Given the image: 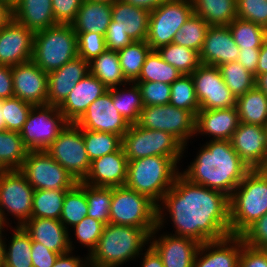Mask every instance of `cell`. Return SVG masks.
I'll return each instance as SVG.
<instances>
[{"label":"cell","mask_w":267,"mask_h":267,"mask_svg":"<svg viewBox=\"0 0 267 267\" xmlns=\"http://www.w3.org/2000/svg\"><path fill=\"white\" fill-rule=\"evenodd\" d=\"M161 201L157 204L159 229L166 223L168 212L174 235L200 244L230 235L229 197L220 191L194 184L179 173Z\"/></svg>","instance_id":"6da1fadb"},{"label":"cell","mask_w":267,"mask_h":267,"mask_svg":"<svg viewBox=\"0 0 267 267\" xmlns=\"http://www.w3.org/2000/svg\"><path fill=\"white\" fill-rule=\"evenodd\" d=\"M196 158L180 172L190 182L230 197L251 170L233 149L230 140H209Z\"/></svg>","instance_id":"7a4b0ae2"},{"label":"cell","mask_w":267,"mask_h":267,"mask_svg":"<svg viewBox=\"0 0 267 267\" xmlns=\"http://www.w3.org/2000/svg\"><path fill=\"white\" fill-rule=\"evenodd\" d=\"M149 237L143 228L108 223L104 226L96 248L89 255V266H122L139 257L143 249L145 251Z\"/></svg>","instance_id":"3957f363"},{"label":"cell","mask_w":267,"mask_h":267,"mask_svg":"<svg viewBox=\"0 0 267 267\" xmlns=\"http://www.w3.org/2000/svg\"><path fill=\"white\" fill-rule=\"evenodd\" d=\"M267 213V169H251L229 197L230 235L240 236Z\"/></svg>","instance_id":"277c9868"},{"label":"cell","mask_w":267,"mask_h":267,"mask_svg":"<svg viewBox=\"0 0 267 267\" xmlns=\"http://www.w3.org/2000/svg\"><path fill=\"white\" fill-rule=\"evenodd\" d=\"M179 173V167L170 157L148 156L129 160L125 186L158 204Z\"/></svg>","instance_id":"5b68a950"},{"label":"cell","mask_w":267,"mask_h":267,"mask_svg":"<svg viewBox=\"0 0 267 267\" xmlns=\"http://www.w3.org/2000/svg\"><path fill=\"white\" fill-rule=\"evenodd\" d=\"M78 56L77 34L71 24H56L34 33L32 61L45 73Z\"/></svg>","instance_id":"8992f818"},{"label":"cell","mask_w":267,"mask_h":267,"mask_svg":"<svg viewBox=\"0 0 267 267\" xmlns=\"http://www.w3.org/2000/svg\"><path fill=\"white\" fill-rule=\"evenodd\" d=\"M109 223L143 228L150 235L157 227V204L126 186L112 187Z\"/></svg>","instance_id":"52a82bcc"},{"label":"cell","mask_w":267,"mask_h":267,"mask_svg":"<svg viewBox=\"0 0 267 267\" xmlns=\"http://www.w3.org/2000/svg\"><path fill=\"white\" fill-rule=\"evenodd\" d=\"M122 147L128 161L148 156H163L170 157L177 165L187 148L170 133L149 130L137 124L130 125L123 135Z\"/></svg>","instance_id":"ba28073f"},{"label":"cell","mask_w":267,"mask_h":267,"mask_svg":"<svg viewBox=\"0 0 267 267\" xmlns=\"http://www.w3.org/2000/svg\"><path fill=\"white\" fill-rule=\"evenodd\" d=\"M69 122L55 105L33 106L19 132L26 148L46 150Z\"/></svg>","instance_id":"9c48e42d"},{"label":"cell","mask_w":267,"mask_h":267,"mask_svg":"<svg viewBox=\"0 0 267 267\" xmlns=\"http://www.w3.org/2000/svg\"><path fill=\"white\" fill-rule=\"evenodd\" d=\"M193 13L192 0H166L152 10L146 39L151 50L172 43L175 34Z\"/></svg>","instance_id":"30bf717a"},{"label":"cell","mask_w":267,"mask_h":267,"mask_svg":"<svg viewBox=\"0 0 267 267\" xmlns=\"http://www.w3.org/2000/svg\"><path fill=\"white\" fill-rule=\"evenodd\" d=\"M34 190L72 189L77 181L46 150H30L20 167Z\"/></svg>","instance_id":"8fae6325"},{"label":"cell","mask_w":267,"mask_h":267,"mask_svg":"<svg viewBox=\"0 0 267 267\" xmlns=\"http://www.w3.org/2000/svg\"><path fill=\"white\" fill-rule=\"evenodd\" d=\"M196 116L171 104L144 106L137 125L149 130H161L174 136L185 148L195 136Z\"/></svg>","instance_id":"7c38bea8"},{"label":"cell","mask_w":267,"mask_h":267,"mask_svg":"<svg viewBox=\"0 0 267 267\" xmlns=\"http://www.w3.org/2000/svg\"><path fill=\"white\" fill-rule=\"evenodd\" d=\"M46 151L77 182L83 181L87 176L91 161L85 149L82 129L77 124L68 123Z\"/></svg>","instance_id":"4fadbf2b"},{"label":"cell","mask_w":267,"mask_h":267,"mask_svg":"<svg viewBox=\"0 0 267 267\" xmlns=\"http://www.w3.org/2000/svg\"><path fill=\"white\" fill-rule=\"evenodd\" d=\"M34 191L20 170L0 171V210L7 223L8 213L16 217V226L31 218Z\"/></svg>","instance_id":"5bb4252c"},{"label":"cell","mask_w":267,"mask_h":267,"mask_svg":"<svg viewBox=\"0 0 267 267\" xmlns=\"http://www.w3.org/2000/svg\"><path fill=\"white\" fill-rule=\"evenodd\" d=\"M190 75L200 109L236 107V98L223 81L219 67L200 64Z\"/></svg>","instance_id":"9a60e30c"},{"label":"cell","mask_w":267,"mask_h":267,"mask_svg":"<svg viewBox=\"0 0 267 267\" xmlns=\"http://www.w3.org/2000/svg\"><path fill=\"white\" fill-rule=\"evenodd\" d=\"M75 124L81 129L113 133L121 137L130 126L114 107L113 88L92 102Z\"/></svg>","instance_id":"2e32d148"},{"label":"cell","mask_w":267,"mask_h":267,"mask_svg":"<svg viewBox=\"0 0 267 267\" xmlns=\"http://www.w3.org/2000/svg\"><path fill=\"white\" fill-rule=\"evenodd\" d=\"M230 143L250 169H267V128L240 122Z\"/></svg>","instance_id":"e0dca14e"},{"label":"cell","mask_w":267,"mask_h":267,"mask_svg":"<svg viewBox=\"0 0 267 267\" xmlns=\"http://www.w3.org/2000/svg\"><path fill=\"white\" fill-rule=\"evenodd\" d=\"M157 226L150 234L149 244L161 257L164 267H193L200 243L173 233L160 234ZM155 238V239H154Z\"/></svg>","instance_id":"ac0fdd59"},{"label":"cell","mask_w":267,"mask_h":267,"mask_svg":"<svg viewBox=\"0 0 267 267\" xmlns=\"http://www.w3.org/2000/svg\"><path fill=\"white\" fill-rule=\"evenodd\" d=\"M34 33L14 18L0 29V65L16 66L31 61Z\"/></svg>","instance_id":"d6986e66"},{"label":"cell","mask_w":267,"mask_h":267,"mask_svg":"<svg viewBox=\"0 0 267 267\" xmlns=\"http://www.w3.org/2000/svg\"><path fill=\"white\" fill-rule=\"evenodd\" d=\"M14 97L33 106L47 104L48 74L32 60L11 67Z\"/></svg>","instance_id":"ffe728a7"},{"label":"cell","mask_w":267,"mask_h":267,"mask_svg":"<svg viewBox=\"0 0 267 267\" xmlns=\"http://www.w3.org/2000/svg\"><path fill=\"white\" fill-rule=\"evenodd\" d=\"M244 241L241 236L228 237L200 244L193 267H239Z\"/></svg>","instance_id":"44dd1931"},{"label":"cell","mask_w":267,"mask_h":267,"mask_svg":"<svg viewBox=\"0 0 267 267\" xmlns=\"http://www.w3.org/2000/svg\"><path fill=\"white\" fill-rule=\"evenodd\" d=\"M128 162L121 147L114 153L91 161L90 170L82 182L96 187L125 186Z\"/></svg>","instance_id":"7402d4cb"},{"label":"cell","mask_w":267,"mask_h":267,"mask_svg":"<svg viewBox=\"0 0 267 267\" xmlns=\"http://www.w3.org/2000/svg\"><path fill=\"white\" fill-rule=\"evenodd\" d=\"M32 239L49 250L60 255L73 251V241L67 229L60 220L50 218H30L21 226Z\"/></svg>","instance_id":"603a6c76"},{"label":"cell","mask_w":267,"mask_h":267,"mask_svg":"<svg viewBox=\"0 0 267 267\" xmlns=\"http://www.w3.org/2000/svg\"><path fill=\"white\" fill-rule=\"evenodd\" d=\"M239 53L228 25H221L209 27L199 56L201 64L219 67L237 61Z\"/></svg>","instance_id":"cb8c5ba5"},{"label":"cell","mask_w":267,"mask_h":267,"mask_svg":"<svg viewBox=\"0 0 267 267\" xmlns=\"http://www.w3.org/2000/svg\"><path fill=\"white\" fill-rule=\"evenodd\" d=\"M88 73L89 62L80 56L48 73L47 104L59 106Z\"/></svg>","instance_id":"d4e9b609"},{"label":"cell","mask_w":267,"mask_h":267,"mask_svg":"<svg viewBox=\"0 0 267 267\" xmlns=\"http://www.w3.org/2000/svg\"><path fill=\"white\" fill-rule=\"evenodd\" d=\"M108 91V88L94 75L83 77L66 99L58 106L69 123H75L89 105Z\"/></svg>","instance_id":"484cf974"},{"label":"cell","mask_w":267,"mask_h":267,"mask_svg":"<svg viewBox=\"0 0 267 267\" xmlns=\"http://www.w3.org/2000/svg\"><path fill=\"white\" fill-rule=\"evenodd\" d=\"M240 121L236 107L205 110L196 114L195 135L212 137V140H230Z\"/></svg>","instance_id":"4316f807"},{"label":"cell","mask_w":267,"mask_h":267,"mask_svg":"<svg viewBox=\"0 0 267 267\" xmlns=\"http://www.w3.org/2000/svg\"><path fill=\"white\" fill-rule=\"evenodd\" d=\"M150 12L121 0L112 3V20L108 28H120L133 41H146Z\"/></svg>","instance_id":"83f0119b"},{"label":"cell","mask_w":267,"mask_h":267,"mask_svg":"<svg viewBox=\"0 0 267 267\" xmlns=\"http://www.w3.org/2000/svg\"><path fill=\"white\" fill-rule=\"evenodd\" d=\"M14 19L33 33L58 24L52 11V0H19L13 7Z\"/></svg>","instance_id":"f1b7e54d"},{"label":"cell","mask_w":267,"mask_h":267,"mask_svg":"<svg viewBox=\"0 0 267 267\" xmlns=\"http://www.w3.org/2000/svg\"><path fill=\"white\" fill-rule=\"evenodd\" d=\"M112 20V4L83 0L75 20L71 23L75 33L106 35Z\"/></svg>","instance_id":"f546056e"},{"label":"cell","mask_w":267,"mask_h":267,"mask_svg":"<svg viewBox=\"0 0 267 267\" xmlns=\"http://www.w3.org/2000/svg\"><path fill=\"white\" fill-rule=\"evenodd\" d=\"M89 73L98 78L108 89L126 86L117 51L106 49L89 61Z\"/></svg>","instance_id":"4dcf8cb0"},{"label":"cell","mask_w":267,"mask_h":267,"mask_svg":"<svg viewBox=\"0 0 267 267\" xmlns=\"http://www.w3.org/2000/svg\"><path fill=\"white\" fill-rule=\"evenodd\" d=\"M194 13L210 26L229 25L237 18L236 0H192Z\"/></svg>","instance_id":"1f68e13d"},{"label":"cell","mask_w":267,"mask_h":267,"mask_svg":"<svg viewBox=\"0 0 267 267\" xmlns=\"http://www.w3.org/2000/svg\"><path fill=\"white\" fill-rule=\"evenodd\" d=\"M239 121L267 127V96L256 86L236 98Z\"/></svg>","instance_id":"d6a6232c"},{"label":"cell","mask_w":267,"mask_h":267,"mask_svg":"<svg viewBox=\"0 0 267 267\" xmlns=\"http://www.w3.org/2000/svg\"><path fill=\"white\" fill-rule=\"evenodd\" d=\"M127 85L130 88L127 86L123 90L120 88L121 86L113 88V103L128 124L134 125L139 121L144 104L137 83L128 82Z\"/></svg>","instance_id":"836d02e7"},{"label":"cell","mask_w":267,"mask_h":267,"mask_svg":"<svg viewBox=\"0 0 267 267\" xmlns=\"http://www.w3.org/2000/svg\"><path fill=\"white\" fill-rule=\"evenodd\" d=\"M28 151L19 132H0V170H19Z\"/></svg>","instance_id":"e575fe53"},{"label":"cell","mask_w":267,"mask_h":267,"mask_svg":"<svg viewBox=\"0 0 267 267\" xmlns=\"http://www.w3.org/2000/svg\"><path fill=\"white\" fill-rule=\"evenodd\" d=\"M12 238L5 243L4 267H33L31 258L32 239L21 226H15Z\"/></svg>","instance_id":"d590c367"},{"label":"cell","mask_w":267,"mask_h":267,"mask_svg":"<svg viewBox=\"0 0 267 267\" xmlns=\"http://www.w3.org/2000/svg\"><path fill=\"white\" fill-rule=\"evenodd\" d=\"M181 75L176 68L164 61L156 50H151L134 82H162L171 85Z\"/></svg>","instance_id":"8d00e7d4"},{"label":"cell","mask_w":267,"mask_h":267,"mask_svg":"<svg viewBox=\"0 0 267 267\" xmlns=\"http://www.w3.org/2000/svg\"><path fill=\"white\" fill-rule=\"evenodd\" d=\"M70 189L35 190L31 218L60 220L66 192Z\"/></svg>","instance_id":"74e56055"},{"label":"cell","mask_w":267,"mask_h":267,"mask_svg":"<svg viewBox=\"0 0 267 267\" xmlns=\"http://www.w3.org/2000/svg\"><path fill=\"white\" fill-rule=\"evenodd\" d=\"M77 185L85 192L88 203V217H92L104 225L110 221L112 187H96L82 181Z\"/></svg>","instance_id":"f35d334b"},{"label":"cell","mask_w":267,"mask_h":267,"mask_svg":"<svg viewBox=\"0 0 267 267\" xmlns=\"http://www.w3.org/2000/svg\"><path fill=\"white\" fill-rule=\"evenodd\" d=\"M150 51L151 48L146 41H133L117 52L122 74L128 82H134L139 77Z\"/></svg>","instance_id":"ab89813d"},{"label":"cell","mask_w":267,"mask_h":267,"mask_svg":"<svg viewBox=\"0 0 267 267\" xmlns=\"http://www.w3.org/2000/svg\"><path fill=\"white\" fill-rule=\"evenodd\" d=\"M228 27L240 50L261 48L266 41V28L259 24L235 18Z\"/></svg>","instance_id":"60d3db41"},{"label":"cell","mask_w":267,"mask_h":267,"mask_svg":"<svg viewBox=\"0 0 267 267\" xmlns=\"http://www.w3.org/2000/svg\"><path fill=\"white\" fill-rule=\"evenodd\" d=\"M156 51L164 61L176 68L182 75H190L201 64L197 51L181 45L170 43L159 47Z\"/></svg>","instance_id":"b9f144b4"},{"label":"cell","mask_w":267,"mask_h":267,"mask_svg":"<svg viewBox=\"0 0 267 267\" xmlns=\"http://www.w3.org/2000/svg\"><path fill=\"white\" fill-rule=\"evenodd\" d=\"M85 149L90 161L114 153L122 147V137L100 131L82 129Z\"/></svg>","instance_id":"7bdbcfd3"},{"label":"cell","mask_w":267,"mask_h":267,"mask_svg":"<svg viewBox=\"0 0 267 267\" xmlns=\"http://www.w3.org/2000/svg\"><path fill=\"white\" fill-rule=\"evenodd\" d=\"M223 81L238 98L255 87L254 74L246 70L239 62H229L219 66Z\"/></svg>","instance_id":"ee69618b"},{"label":"cell","mask_w":267,"mask_h":267,"mask_svg":"<svg viewBox=\"0 0 267 267\" xmlns=\"http://www.w3.org/2000/svg\"><path fill=\"white\" fill-rule=\"evenodd\" d=\"M209 27L210 25L202 17L193 13L175 34L172 43L190 48L199 53Z\"/></svg>","instance_id":"f6af8a7d"},{"label":"cell","mask_w":267,"mask_h":267,"mask_svg":"<svg viewBox=\"0 0 267 267\" xmlns=\"http://www.w3.org/2000/svg\"><path fill=\"white\" fill-rule=\"evenodd\" d=\"M88 214L85 192L76 184L65 194L60 221L68 229L78 224Z\"/></svg>","instance_id":"bcb514c9"},{"label":"cell","mask_w":267,"mask_h":267,"mask_svg":"<svg viewBox=\"0 0 267 267\" xmlns=\"http://www.w3.org/2000/svg\"><path fill=\"white\" fill-rule=\"evenodd\" d=\"M170 87L171 97L169 104L176 108L188 110L196 116L200 110V105L191 75H181Z\"/></svg>","instance_id":"7dc6e473"},{"label":"cell","mask_w":267,"mask_h":267,"mask_svg":"<svg viewBox=\"0 0 267 267\" xmlns=\"http://www.w3.org/2000/svg\"><path fill=\"white\" fill-rule=\"evenodd\" d=\"M32 107V104L16 97L3 99V118L6 130L20 132Z\"/></svg>","instance_id":"c3c4849f"},{"label":"cell","mask_w":267,"mask_h":267,"mask_svg":"<svg viewBox=\"0 0 267 267\" xmlns=\"http://www.w3.org/2000/svg\"><path fill=\"white\" fill-rule=\"evenodd\" d=\"M104 224L92 217L86 216L72 228L75 230V238L88 249L89 253L96 248L99 238L102 235Z\"/></svg>","instance_id":"681fc988"},{"label":"cell","mask_w":267,"mask_h":267,"mask_svg":"<svg viewBox=\"0 0 267 267\" xmlns=\"http://www.w3.org/2000/svg\"><path fill=\"white\" fill-rule=\"evenodd\" d=\"M144 106L167 105L170 102L171 87L162 82H136Z\"/></svg>","instance_id":"f907efd6"},{"label":"cell","mask_w":267,"mask_h":267,"mask_svg":"<svg viewBox=\"0 0 267 267\" xmlns=\"http://www.w3.org/2000/svg\"><path fill=\"white\" fill-rule=\"evenodd\" d=\"M237 18L267 28V0H236Z\"/></svg>","instance_id":"816d5d0a"},{"label":"cell","mask_w":267,"mask_h":267,"mask_svg":"<svg viewBox=\"0 0 267 267\" xmlns=\"http://www.w3.org/2000/svg\"><path fill=\"white\" fill-rule=\"evenodd\" d=\"M78 56L89 62L103 53L106 47L105 35L97 33H76Z\"/></svg>","instance_id":"f5cc1de1"},{"label":"cell","mask_w":267,"mask_h":267,"mask_svg":"<svg viewBox=\"0 0 267 267\" xmlns=\"http://www.w3.org/2000/svg\"><path fill=\"white\" fill-rule=\"evenodd\" d=\"M240 236L248 246L267 249V213L250 225Z\"/></svg>","instance_id":"db71d44e"},{"label":"cell","mask_w":267,"mask_h":267,"mask_svg":"<svg viewBox=\"0 0 267 267\" xmlns=\"http://www.w3.org/2000/svg\"><path fill=\"white\" fill-rule=\"evenodd\" d=\"M83 0H52L54 19L59 24H71Z\"/></svg>","instance_id":"11a10c76"},{"label":"cell","mask_w":267,"mask_h":267,"mask_svg":"<svg viewBox=\"0 0 267 267\" xmlns=\"http://www.w3.org/2000/svg\"><path fill=\"white\" fill-rule=\"evenodd\" d=\"M239 267H267V250L243 244Z\"/></svg>","instance_id":"9f6ffc18"},{"label":"cell","mask_w":267,"mask_h":267,"mask_svg":"<svg viewBox=\"0 0 267 267\" xmlns=\"http://www.w3.org/2000/svg\"><path fill=\"white\" fill-rule=\"evenodd\" d=\"M60 254L49 250L39 242H32L31 258L33 267H52Z\"/></svg>","instance_id":"6f0895ef"},{"label":"cell","mask_w":267,"mask_h":267,"mask_svg":"<svg viewBox=\"0 0 267 267\" xmlns=\"http://www.w3.org/2000/svg\"><path fill=\"white\" fill-rule=\"evenodd\" d=\"M105 41L107 49L117 52L133 42L128 34L120 28H108Z\"/></svg>","instance_id":"680465c9"},{"label":"cell","mask_w":267,"mask_h":267,"mask_svg":"<svg viewBox=\"0 0 267 267\" xmlns=\"http://www.w3.org/2000/svg\"><path fill=\"white\" fill-rule=\"evenodd\" d=\"M14 97L11 66L0 65V99Z\"/></svg>","instance_id":"91938a15"},{"label":"cell","mask_w":267,"mask_h":267,"mask_svg":"<svg viewBox=\"0 0 267 267\" xmlns=\"http://www.w3.org/2000/svg\"><path fill=\"white\" fill-rule=\"evenodd\" d=\"M260 48L240 50L237 62L246 70L254 74L256 78L257 64L259 60Z\"/></svg>","instance_id":"94428289"},{"label":"cell","mask_w":267,"mask_h":267,"mask_svg":"<svg viewBox=\"0 0 267 267\" xmlns=\"http://www.w3.org/2000/svg\"><path fill=\"white\" fill-rule=\"evenodd\" d=\"M72 253L70 251L66 254L59 255L52 267H90L89 255L80 258V256H73Z\"/></svg>","instance_id":"6125c7cd"},{"label":"cell","mask_w":267,"mask_h":267,"mask_svg":"<svg viewBox=\"0 0 267 267\" xmlns=\"http://www.w3.org/2000/svg\"><path fill=\"white\" fill-rule=\"evenodd\" d=\"M145 250L146 252L141 254L144 255L141 257L143 259L141 267H164L161 257L150 245Z\"/></svg>","instance_id":"be15d7a7"},{"label":"cell","mask_w":267,"mask_h":267,"mask_svg":"<svg viewBox=\"0 0 267 267\" xmlns=\"http://www.w3.org/2000/svg\"><path fill=\"white\" fill-rule=\"evenodd\" d=\"M121 1L131 4L135 7L146 9L147 11L151 12L166 0H121Z\"/></svg>","instance_id":"e7e4bbea"},{"label":"cell","mask_w":267,"mask_h":267,"mask_svg":"<svg viewBox=\"0 0 267 267\" xmlns=\"http://www.w3.org/2000/svg\"><path fill=\"white\" fill-rule=\"evenodd\" d=\"M13 18V8L9 4L0 1V29L6 26Z\"/></svg>","instance_id":"03108f58"},{"label":"cell","mask_w":267,"mask_h":267,"mask_svg":"<svg viewBox=\"0 0 267 267\" xmlns=\"http://www.w3.org/2000/svg\"><path fill=\"white\" fill-rule=\"evenodd\" d=\"M264 73H267V41L260 48L256 77Z\"/></svg>","instance_id":"003e7915"},{"label":"cell","mask_w":267,"mask_h":267,"mask_svg":"<svg viewBox=\"0 0 267 267\" xmlns=\"http://www.w3.org/2000/svg\"><path fill=\"white\" fill-rule=\"evenodd\" d=\"M255 86L267 96V73L260 74L256 77Z\"/></svg>","instance_id":"a7ac6f4b"},{"label":"cell","mask_w":267,"mask_h":267,"mask_svg":"<svg viewBox=\"0 0 267 267\" xmlns=\"http://www.w3.org/2000/svg\"><path fill=\"white\" fill-rule=\"evenodd\" d=\"M5 236H0V267H4L5 264Z\"/></svg>","instance_id":"89a4df30"},{"label":"cell","mask_w":267,"mask_h":267,"mask_svg":"<svg viewBox=\"0 0 267 267\" xmlns=\"http://www.w3.org/2000/svg\"><path fill=\"white\" fill-rule=\"evenodd\" d=\"M6 130L5 122L3 118V100L0 99V132Z\"/></svg>","instance_id":"2644e50d"},{"label":"cell","mask_w":267,"mask_h":267,"mask_svg":"<svg viewBox=\"0 0 267 267\" xmlns=\"http://www.w3.org/2000/svg\"><path fill=\"white\" fill-rule=\"evenodd\" d=\"M9 225V223L7 224L6 220L3 217L2 211L0 210V236H3L4 234V228ZM5 226V227H4ZM3 232V233H2Z\"/></svg>","instance_id":"8c879c8a"},{"label":"cell","mask_w":267,"mask_h":267,"mask_svg":"<svg viewBox=\"0 0 267 267\" xmlns=\"http://www.w3.org/2000/svg\"><path fill=\"white\" fill-rule=\"evenodd\" d=\"M0 1H3V2L9 4L13 8L19 0H0Z\"/></svg>","instance_id":"753ad0ef"},{"label":"cell","mask_w":267,"mask_h":267,"mask_svg":"<svg viewBox=\"0 0 267 267\" xmlns=\"http://www.w3.org/2000/svg\"><path fill=\"white\" fill-rule=\"evenodd\" d=\"M88 1L112 4V3H113L114 1H116V0H88Z\"/></svg>","instance_id":"34e18365"}]
</instances>
